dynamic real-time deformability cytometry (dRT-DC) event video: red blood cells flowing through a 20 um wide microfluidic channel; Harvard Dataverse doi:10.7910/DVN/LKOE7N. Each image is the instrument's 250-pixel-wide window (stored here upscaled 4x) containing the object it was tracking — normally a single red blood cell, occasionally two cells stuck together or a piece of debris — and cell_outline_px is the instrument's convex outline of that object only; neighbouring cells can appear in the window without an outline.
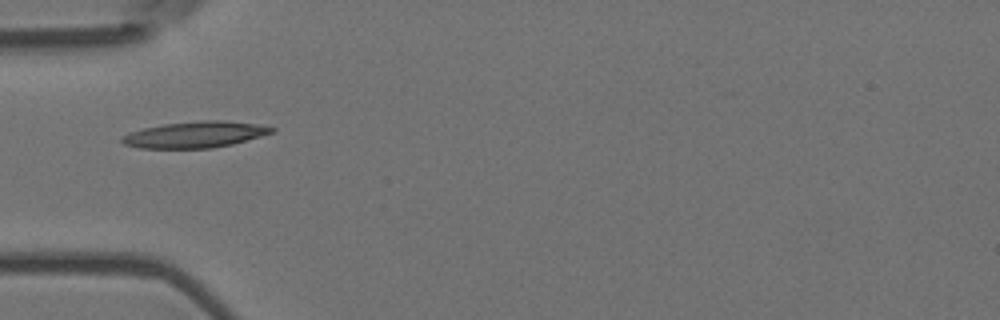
{"species": "Egyptian fruit bat (a non-hibernating species)", "species_latin": "Rousettus aegyptiacus", "temperature_condition": "room temperature", "stored_images_in_passage": 1, "camera_frame_rate_fps": 3000, "um_per_image_px": 0.085, "animal": {"sex": "female"}, "frame": {"image": 1, "passage_image": 1, "time_ms": 0.0, "image_size_px": [1000, 320], "cell_outline_px": [[276, 132], [232, 144], [212, 148], [140, 148], [124, 144], [120, 140], [120, 136], [128, 132], [144, 128], [164, 124], [200, 120], [224, 120], [256, 124], [276, 128]], "centroid_in_image_um": [16.57, 11.43], "position_along_channel_um": 68.4, "area_um2": 23.0}}